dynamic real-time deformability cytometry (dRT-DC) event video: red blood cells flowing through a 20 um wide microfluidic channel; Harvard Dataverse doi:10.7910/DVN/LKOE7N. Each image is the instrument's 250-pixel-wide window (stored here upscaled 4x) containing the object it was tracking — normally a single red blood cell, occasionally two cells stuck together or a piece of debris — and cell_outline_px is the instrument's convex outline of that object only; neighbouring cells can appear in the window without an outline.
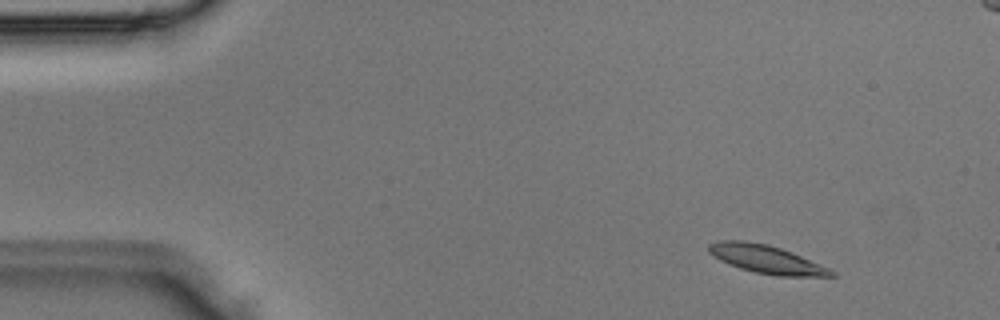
{"species": "Egyptian fruit bat (a non-hibernating species)", "species_latin": "Rousettus aegyptiacus", "temperature_condition": "room temperature", "stored_images_in_passage": 3, "camera_frame_rate_fps": 3000, "um_per_image_px": 0.085, "animal": {"sex": "male"}, "frame": {"image": 1, "passage_image": 1, "time_ms": 0.0, "image_size_px": [1000, 320], "cell_outline_px": [[836, 276], [776, 276], [756, 272], [740, 268], [728, 264], [720, 260], [708, 252], [708, 244], [716, 240], [744, 240], [768, 244], [792, 252], [828, 268], [836, 272]], "centroid_in_image_um": [65.1, 22.02], "position_along_channel_um": 19.9, "area_um2": 20.11}}